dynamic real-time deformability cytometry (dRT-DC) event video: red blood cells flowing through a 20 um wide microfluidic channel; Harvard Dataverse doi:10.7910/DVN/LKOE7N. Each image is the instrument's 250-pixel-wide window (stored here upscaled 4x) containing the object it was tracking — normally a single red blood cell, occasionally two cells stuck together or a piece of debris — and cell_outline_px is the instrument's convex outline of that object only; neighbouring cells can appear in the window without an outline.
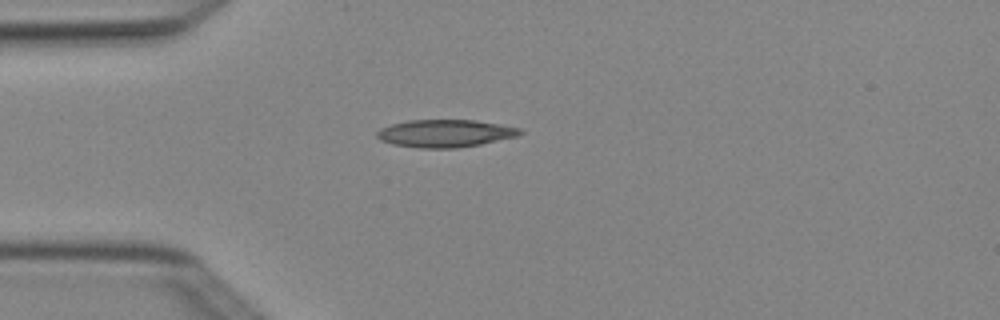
{"species": "Egyptian fruit bat (a non-hibernating species)", "species_latin": "Rousettus aegyptiacus", "temperature_condition": "cold", "stored_images_in_passage": 3, "camera_frame_rate_fps": 3000, "um_per_image_px": 0.085, "animal": {"sex": "female"}, "frame": {"image": 1, "passage_image": 3, "time_ms": 0.667, "image_size_px": [1000, 320], "cell_outline_px": [[524, 132], [516, 136], [480, 144], [456, 148], [420, 148], [392, 144], [380, 140], [376, 136], [376, 132], [380, 128], [392, 124], [408, 120], [476, 120], [500, 124], [520, 128]], "centroid_in_image_um": [37.81, 11.33], "position_along_channel_um": 47.2, "area_um2": 22.95}}